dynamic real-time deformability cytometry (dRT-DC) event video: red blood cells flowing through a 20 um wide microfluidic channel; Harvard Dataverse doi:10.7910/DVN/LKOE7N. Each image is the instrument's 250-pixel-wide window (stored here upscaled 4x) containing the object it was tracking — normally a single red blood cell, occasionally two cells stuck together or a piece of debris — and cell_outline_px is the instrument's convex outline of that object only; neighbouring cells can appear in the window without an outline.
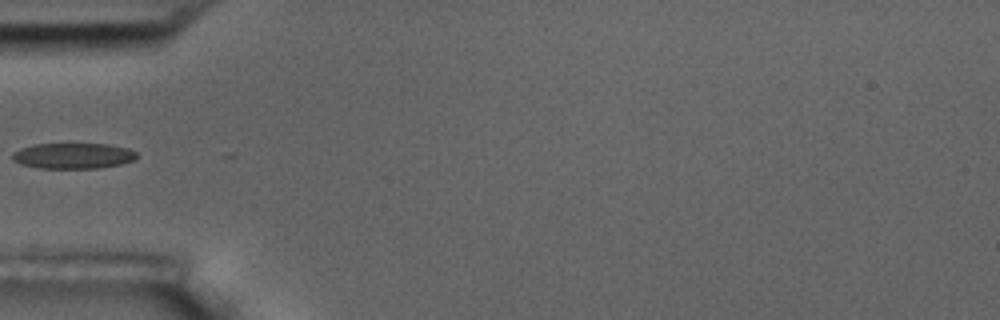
{"species": "common noctule bat (a hibernating species)", "species_latin": "Nyctalus noctula", "temperature_condition": "room temperature", "stored_images_in_passage": 7, "camera_frame_rate_fps": 3000, "um_per_image_px": 0.085, "animal": {"sex": "male", "body_mass_g": 17.5, "forearm_length_mm": 52.3}, "frame": {"image": 1, "passage_image": 6, "time_ms": 5.667, "image_size_px": [1000, 320], "cell_outline_px": [[136, 160], [120, 164], [100, 168], [40, 168], [20, 164], [12, 160], [12, 152], [20, 148], [36, 144], [108, 144], [128, 148], [136, 152]], "centroid_in_image_um": [6.21, 13.24], "position_along_channel_um": 78.8, "area_um2": 18.67}}